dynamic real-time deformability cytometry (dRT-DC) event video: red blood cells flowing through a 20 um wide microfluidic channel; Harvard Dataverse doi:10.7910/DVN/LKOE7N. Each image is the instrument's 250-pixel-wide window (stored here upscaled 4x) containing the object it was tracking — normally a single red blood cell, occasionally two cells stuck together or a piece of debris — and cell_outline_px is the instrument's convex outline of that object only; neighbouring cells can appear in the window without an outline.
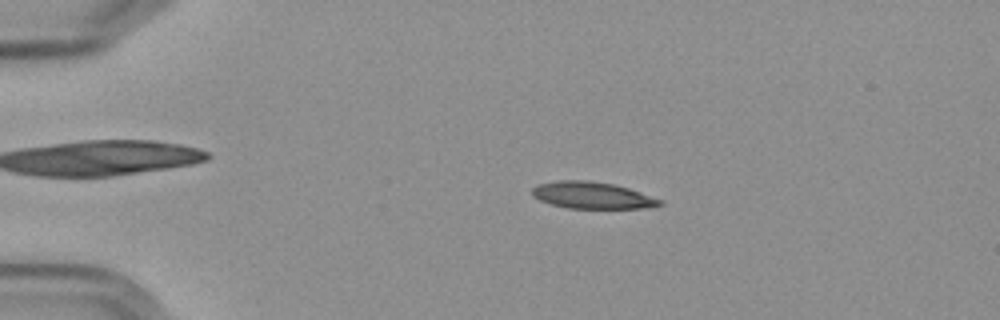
{"species": "Egyptian fruit bat (a non-hibernating species)", "species_latin": "Rousettus aegyptiacus", "temperature_condition": "cold", "stored_images_in_passage": 57, "camera_frame_rate_fps": 3000, "um_per_image_px": 0.085, "frame": {"image": 1, "passage_image": 12, "time_ms": 3.667, "image_size_px": [1000, 320], "cell_outline_px": [[664, 204], [652, 208], [568, 208], [552, 204], [540, 200], [532, 196], [532, 188], [536, 184], [560, 180], [588, 180], [612, 184], [628, 188], [664, 200]], "centroid_in_image_um": [50.36, 16.6], "position_along_channel_um": 34.6, "area_um2": 20.0}}
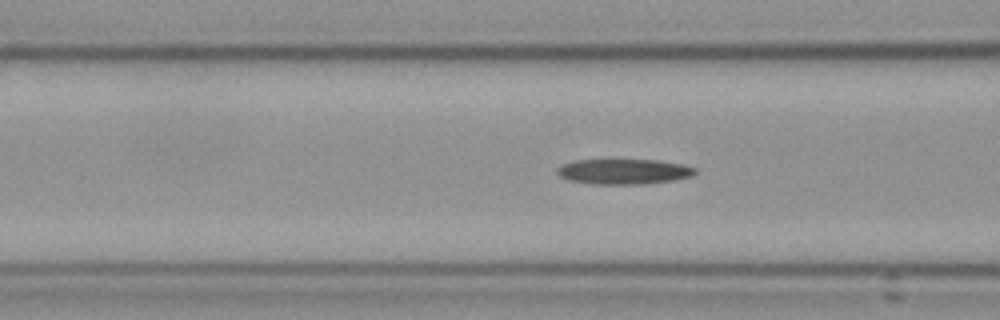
{"frame": {"image": 2, "passage_image": 23, "time_ms": 7.333, "image_size_px": [1000, 320], "cell_outline_px": [[696, 172], [692, 176], [672, 180], [644, 184], [596, 184], [572, 180], [560, 176], [556, 172], [556, 168], [572, 160], [656, 160], [684, 164], [696, 168]], "centroid_in_image_um": [53.04, 14.57], "position_along_channel_um": 113.6, "area_um2": 20.17}}
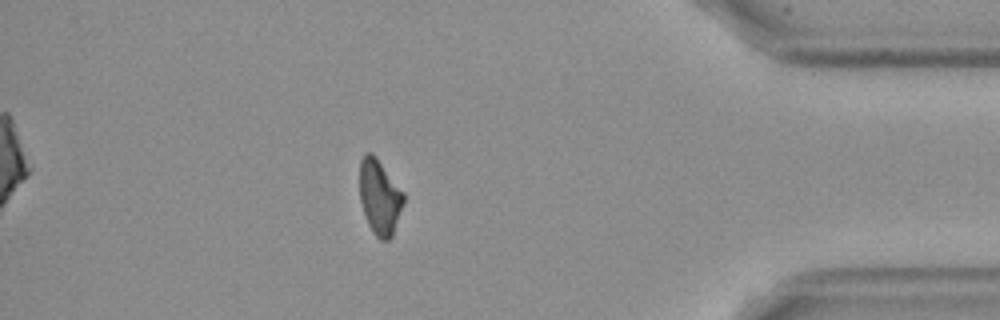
{"frame": {"image": 3, "passage_image": 50, "time_ms": 16.333, "image_size_px": [1000, 320], "cell_outline_px": [[404, 204], [392, 236], [388, 240], [380, 240], [372, 232], [368, 224], [360, 200], [360, 160], [364, 152], [372, 152], [376, 156], [404, 192]], "centroid_in_image_um": [32.27, 16.73], "position_along_channel_um": 402.9, "area_um2": 19.36}}